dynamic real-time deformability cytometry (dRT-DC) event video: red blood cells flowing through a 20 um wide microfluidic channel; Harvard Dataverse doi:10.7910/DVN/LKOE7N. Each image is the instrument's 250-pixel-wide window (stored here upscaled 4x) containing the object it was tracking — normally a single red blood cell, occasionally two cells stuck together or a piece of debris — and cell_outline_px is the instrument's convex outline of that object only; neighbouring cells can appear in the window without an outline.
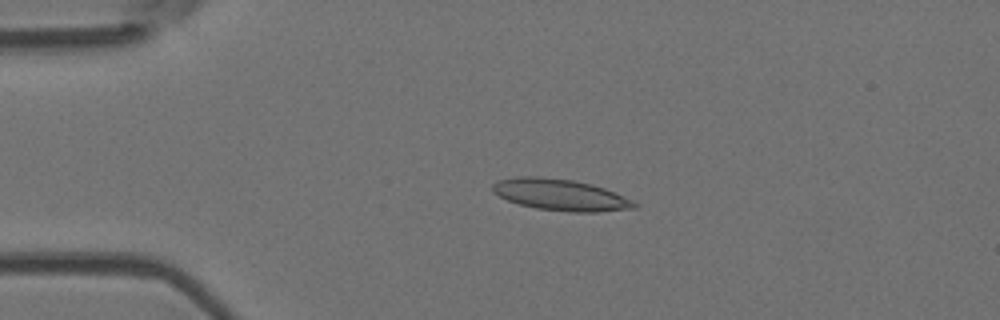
{"species": "Egyptian fruit bat (a non-hibernating species)", "species_latin": "Rousettus aegyptiacus", "temperature_condition": "room temperature", "stored_images_in_passage": 6, "camera_frame_rate_fps": 3000, "um_per_image_px": 0.085, "animal": {"sex": "female"}, "frame": {"image": 1, "passage_image": 4, "time_ms": 3.667, "image_size_px": [1000, 320], "cell_outline_px": [[640, 204], [636, 208], [596, 212], [568, 212], [536, 208], [520, 204], [508, 200], [492, 192], [492, 184], [496, 180], [516, 176], [540, 176], [572, 180], [592, 184], [604, 188], [624, 196]], "centroid_in_image_um": [47.63, 16.55], "position_along_channel_um": 37.4, "area_um2": 26.13}}
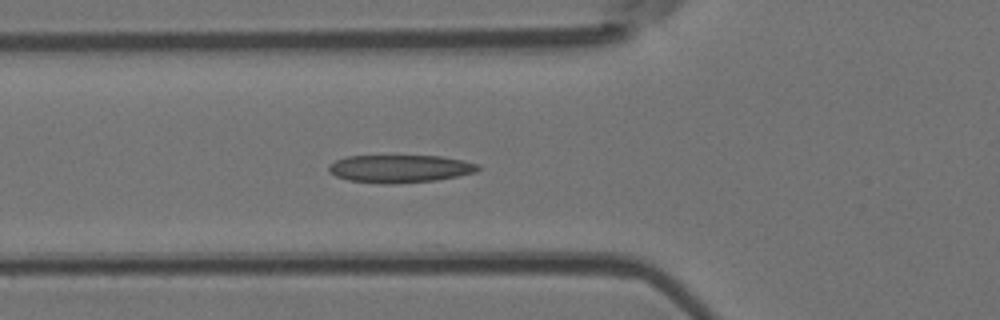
{"frame": {"image": 2, "passage_image": 6, "time_ms": 6.0, "image_size_px": [1000, 320], "cell_outline_px": [[480, 168], [476, 172], [436, 180], [392, 184], [384, 184], [348, 180], [336, 176], [328, 172], [328, 164], [336, 160], [348, 156], [440, 156], [464, 160], [480, 164]], "centroid_in_image_um": [33.98, 14.34], "position_along_channel_um": 91.8, "area_um2": 24.22}}